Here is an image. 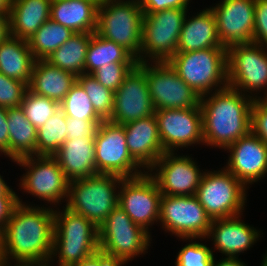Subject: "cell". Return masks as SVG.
I'll use <instances>...</instances> for the list:
<instances>
[{"label":"cell","mask_w":267,"mask_h":266,"mask_svg":"<svg viewBox=\"0 0 267 266\" xmlns=\"http://www.w3.org/2000/svg\"><path fill=\"white\" fill-rule=\"evenodd\" d=\"M225 151L230 154H228L227 165L224 168L247 189L253 183L266 177L267 144L252 130L229 145Z\"/></svg>","instance_id":"ffe728a7"},{"label":"cell","mask_w":267,"mask_h":266,"mask_svg":"<svg viewBox=\"0 0 267 266\" xmlns=\"http://www.w3.org/2000/svg\"><path fill=\"white\" fill-rule=\"evenodd\" d=\"M225 47L221 44L216 19L210 8H205L195 15L186 13L177 52H190L208 48Z\"/></svg>","instance_id":"cb8c5ba5"},{"label":"cell","mask_w":267,"mask_h":266,"mask_svg":"<svg viewBox=\"0 0 267 266\" xmlns=\"http://www.w3.org/2000/svg\"><path fill=\"white\" fill-rule=\"evenodd\" d=\"M50 262H51L50 260L38 262V266H50L52 265ZM59 266H63V265H59Z\"/></svg>","instance_id":"db71d44e"},{"label":"cell","mask_w":267,"mask_h":266,"mask_svg":"<svg viewBox=\"0 0 267 266\" xmlns=\"http://www.w3.org/2000/svg\"><path fill=\"white\" fill-rule=\"evenodd\" d=\"M92 33H74L47 59L51 65L76 77L85 73V60Z\"/></svg>","instance_id":"f546056e"},{"label":"cell","mask_w":267,"mask_h":266,"mask_svg":"<svg viewBox=\"0 0 267 266\" xmlns=\"http://www.w3.org/2000/svg\"><path fill=\"white\" fill-rule=\"evenodd\" d=\"M199 166L189 155L164 152L148 173L157 182L162 195L192 196L196 195L205 172Z\"/></svg>","instance_id":"2e32d148"},{"label":"cell","mask_w":267,"mask_h":266,"mask_svg":"<svg viewBox=\"0 0 267 266\" xmlns=\"http://www.w3.org/2000/svg\"><path fill=\"white\" fill-rule=\"evenodd\" d=\"M14 162L25 169L19 180L20 190L55 208L67 201L69 180L53 156H26Z\"/></svg>","instance_id":"30bf717a"},{"label":"cell","mask_w":267,"mask_h":266,"mask_svg":"<svg viewBox=\"0 0 267 266\" xmlns=\"http://www.w3.org/2000/svg\"><path fill=\"white\" fill-rule=\"evenodd\" d=\"M109 63H138L137 59L123 46L92 33L85 60V74Z\"/></svg>","instance_id":"4dcf8cb0"},{"label":"cell","mask_w":267,"mask_h":266,"mask_svg":"<svg viewBox=\"0 0 267 266\" xmlns=\"http://www.w3.org/2000/svg\"><path fill=\"white\" fill-rule=\"evenodd\" d=\"M251 130L267 144V105L255 99L251 107Z\"/></svg>","instance_id":"60d3db41"},{"label":"cell","mask_w":267,"mask_h":266,"mask_svg":"<svg viewBox=\"0 0 267 266\" xmlns=\"http://www.w3.org/2000/svg\"><path fill=\"white\" fill-rule=\"evenodd\" d=\"M103 120H79L67 117V139L83 137H96L99 126Z\"/></svg>","instance_id":"ab89813d"},{"label":"cell","mask_w":267,"mask_h":266,"mask_svg":"<svg viewBox=\"0 0 267 266\" xmlns=\"http://www.w3.org/2000/svg\"><path fill=\"white\" fill-rule=\"evenodd\" d=\"M162 193L155 179L146 171L132 178H123L119 188L118 206L132 221L150 233L159 223Z\"/></svg>","instance_id":"9a60e30c"},{"label":"cell","mask_w":267,"mask_h":266,"mask_svg":"<svg viewBox=\"0 0 267 266\" xmlns=\"http://www.w3.org/2000/svg\"><path fill=\"white\" fill-rule=\"evenodd\" d=\"M154 113L145 73L136 65L114 92V109L108 120L124 125Z\"/></svg>","instance_id":"d6986e66"},{"label":"cell","mask_w":267,"mask_h":266,"mask_svg":"<svg viewBox=\"0 0 267 266\" xmlns=\"http://www.w3.org/2000/svg\"><path fill=\"white\" fill-rule=\"evenodd\" d=\"M14 266H38V262L35 261H13ZM16 262V263H15ZM0 266H13L10 260L4 259L0 261Z\"/></svg>","instance_id":"f907efd6"},{"label":"cell","mask_w":267,"mask_h":266,"mask_svg":"<svg viewBox=\"0 0 267 266\" xmlns=\"http://www.w3.org/2000/svg\"><path fill=\"white\" fill-rule=\"evenodd\" d=\"M122 177L97 173L90 177L69 181L65 206L84 216L98 228L118 206ZM118 188V189H117Z\"/></svg>","instance_id":"5b68a950"},{"label":"cell","mask_w":267,"mask_h":266,"mask_svg":"<svg viewBox=\"0 0 267 266\" xmlns=\"http://www.w3.org/2000/svg\"><path fill=\"white\" fill-rule=\"evenodd\" d=\"M4 230L3 228H0V261L4 260Z\"/></svg>","instance_id":"f5cc1de1"},{"label":"cell","mask_w":267,"mask_h":266,"mask_svg":"<svg viewBox=\"0 0 267 266\" xmlns=\"http://www.w3.org/2000/svg\"><path fill=\"white\" fill-rule=\"evenodd\" d=\"M67 117L61 109L37 129V155L53 156L66 137Z\"/></svg>","instance_id":"d6a6232c"},{"label":"cell","mask_w":267,"mask_h":266,"mask_svg":"<svg viewBox=\"0 0 267 266\" xmlns=\"http://www.w3.org/2000/svg\"><path fill=\"white\" fill-rule=\"evenodd\" d=\"M10 36V14H0V42Z\"/></svg>","instance_id":"7dc6e473"},{"label":"cell","mask_w":267,"mask_h":266,"mask_svg":"<svg viewBox=\"0 0 267 266\" xmlns=\"http://www.w3.org/2000/svg\"><path fill=\"white\" fill-rule=\"evenodd\" d=\"M52 0H12L10 35L28 40L50 19Z\"/></svg>","instance_id":"4316f807"},{"label":"cell","mask_w":267,"mask_h":266,"mask_svg":"<svg viewBox=\"0 0 267 266\" xmlns=\"http://www.w3.org/2000/svg\"><path fill=\"white\" fill-rule=\"evenodd\" d=\"M28 121L36 128L45 124L59 109L60 103L48 97L37 95L27 89L20 104Z\"/></svg>","instance_id":"e575fe53"},{"label":"cell","mask_w":267,"mask_h":266,"mask_svg":"<svg viewBox=\"0 0 267 266\" xmlns=\"http://www.w3.org/2000/svg\"><path fill=\"white\" fill-rule=\"evenodd\" d=\"M136 65L137 63H109L91 75L104 87L115 92Z\"/></svg>","instance_id":"74e56055"},{"label":"cell","mask_w":267,"mask_h":266,"mask_svg":"<svg viewBox=\"0 0 267 266\" xmlns=\"http://www.w3.org/2000/svg\"><path fill=\"white\" fill-rule=\"evenodd\" d=\"M123 126L130 155L143 170L148 171L165 152L155 115L128 122Z\"/></svg>","instance_id":"7402d4cb"},{"label":"cell","mask_w":267,"mask_h":266,"mask_svg":"<svg viewBox=\"0 0 267 266\" xmlns=\"http://www.w3.org/2000/svg\"><path fill=\"white\" fill-rule=\"evenodd\" d=\"M76 82L77 77L71 72L55 67L46 60H35L28 89L60 103Z\"/></svg>","instance_id":"484cf974"},{"label":"cell","mask_w":267,"mask_h":266,"mask_svg":"<svg viewBox=\"0 0 267 266\" xmlns=\"http://www.w3.org/2000/svg\"><path fill=\"white\" fill-rule=\"evenodd\" d=\"M242 215L213 219L206 237L213 242L214 249L227 258H238L262 237L261 231L241 220Z\"/></svg>","instance_id":"44dd1931"},{"label":"cell","mask_w":267,"mask_h":266,"mask_svg":"<svg viewBox=\"0 0 267 266\" xmlns=\"http://www.w3.org/2000/svg\"><path fill=\"white\" fill-rule=\"evenodd\" d=\"M53 157L69 181L97 174L95 137L66 139Z\"/></svg>","instance_id":"603a6c76"},{"label":"cell","mask_w":267,"mask_h":266,"mask_svg":"<svg viewBox=\"0 0 267 266\" xmlns=\"http://www.w3.org/2000/svg\"><path fill=\"white\" fill-rule=\"evenodd\" d=\"M70 28L49 19L27 41L35 60H46L74 34Z\"/></svg>","instance_id":"1f68e13d"},{"label":"cell","mask_w":267,"mask_h":266,"mask_svg":"<svg viewBox=\"0 0 267 266\" xmlns=\"http://www.w3.org/2000/svg\"><path fill=\"white\" fill-rule=\"evenodd\" d=\"M60 109L66 117L79 120H103L93 109L91 100L78 82L60 102Z\"/></svg>","instance_id":"d590c367"},{"label":"cell","mask_w":267,"mask_h":266,"mask_svg":"<svg viewBox=\"0 0 267 266\" xmlns=\"http://www.w3.org/2000/svg\"><path fill=\"white\" fill-rule=\"evenodd\" d=\"M28 89L25 82L9 78L0 73V106L19 107Z\"/></svg>","instance_id":"f35d334b"},{"label":"cell","mask_w":267,"mask_h":266,"mask_svg":"<svg viewBox=\"0 0 267 266\" xmlns=\"http://www.w3.org/2000/svg\"><path fill=\"white\" fill-rule=\"evenodd\" d=\"M77 82L87 93L95 112L103 120H108L114 109V92L100 84L91 74L77 76Z\"/></svg>","instance_id":"836d02e7"},{"label":"cell","mask_w":267,"mask_h":266,"mask_svg":"<svg viewBox=\"0 0 267 266\" xmlns=\"http://www.w3.org/2000/svg\"><path fill=\"white\" fill-rule=\"evenodd\" d=\"M18 205L4 227V259L42 262L51 259L55 219L54 208L23 202ZM48 206V207H47Z\"/></svg>","instance_id":"6da1fadb"},{"label":"cell","mask_w":267,"mask_h":266,"mask_svg":"<svg viewBox=\"0 0 267 266\" xmlns=\"http://www.w3.org/2000/svg\"><path fill=\"white\" fill-rule=\"evenodd\" d=\"M142 12L151 14L165 9L189 8L190 0H139Z\"/></svg>","instance_id":"ee69618b"},{"label":"cell","mask_w":267,"mask_h":266,"mask_svg":"<svg viewBox=\"0 0 267 266\" xmlns=\"http://www.w3.org/2000/svg\"><path fill=\"white\" fill-rule=\"evenodd\" d=\"M7 124L10 160L37 155V129L28 121L21 106L7 108Z\"/></svg>","instance_id":"f1b7e54d"},{"label":"cell","mask_w":267,"mask_h":266,"mask_svg":"<svg viewBox=\"0 0 267 266\" xmlns=\"http://www.w3.org/2000/svg\"><path fill=\"white\" fill-rule=\"evenodd\" d=\"M196 196L211 219L243 214L247 203V188L224 167L207 171L201 179Z\"/></svg>","instance_id":"ba28073f"},{"label":"cell","mask_w":267,"mask_h":266,"mask_svg":"<svg viewBox=\"0 0 267 266\" xmlns=\"http://www.w3.org/2000/svg\"><path fill=\"white\" fill-rule=\"evenodd\" d=\"M18 204V197H0V228L4 229Z\"/></svg>","instance_id":"bcb514c9"},{"label":"cell","mask_w":267,"mask_h":266,"mask_svg":"<svg viewBox=\"0 0 267 266\" xmlns=\"http://www.w3.org/2000/svg\"><path fill=\"white\" fill-rule=\"evenodd\" d=\"M9 158V131L7 124V108L0 106V155Z\"/></svg>","instance_id":"f6af8a7d"},{"label":"cell","mask_w":267,"mask_h":266,"mask_svg":"<svg viewBox=\"0 0 267 266\" xmlns=\"http://www.w3.org/2000/svg\"><path fill=\"white\" fill-rule=\"evenodd\" d=\"M137 66L145 73L155 110L200 107L201 97L168 62H138Z\"/></svg>","instance_id":"7c38bea8"},{"label":"cell","mask_w":267,"mask_h":266,"mask_svg":"<svg viewBox=\"0 0 267 266\" xmlns=\"http://www.w3.org/2000/svg\"><path fill=\"white\" fill-rule=\"evenodd\" d=\"M261 100L267 105V94L263 96Z\"/></svg>","instance_id":"9f6ffc18"},{"label":"cell","mask_w":267,"mask_h":266,"mask_svg":"<svg viewBox=\"0 0 267 266\" xmlns=\"http://www.w3.org/2000/svg\"><path fill=\"white\" fill-rule=\"evenodd\" d=\"M256 0H221L209 8L213 12L221 44L252 43Z\"/></svg>","instance_id":"ac0fdd59"},{"label":"cell","mask_w":267,"mask_h":266,"mask_svg":"<svg viewBox=\"0 0 267 266\" xmlns=\"http://www.w3.org/2000/svg\"><path fill=\"white\" fill-rule=\"evenodd\" d=\"M143 16L139 0H101L96 33L123 46L140 62Z\"/></svg>","instance_id":"8992f818"},{"label":"cell","mask_w":267,"mask_h":266,"mask_svg":"<svg viewBox=\"0 0 267 266\" xmlns=\"http://www.w3.org/2000/svg\"><path fill=\"white\" fill-rule=\"evenodd\" d=\"M214 258L211 266H247L240 258H227L222 256L221 260Z\"/></svg>","instance_id":"c3c4849f"},{"label":"cell","mask_w":267,"mask_h":266,"mask_svg":"<svg viewBox=\"0 0 267 266\" xmlns=\"http://www.w3.org/2000/svg\"><path fill=\"white\" fill-rule=\"evenodd\" d=\"M97 173L132 178L144 174L141 166L130 155L123 125L103 120L95 137Z\"/></svg>","instance_id":"5bb4252c"},{"label":"cell","mask_w":267,"mask_h":266,"mask_svg":"<svg viewBox=\"0 0 267 266\" xmlns=\"http://www.w3.org/2000/svg\"><path fill=\"white\" fill-rule=\"evenodd\" d=\"M176 256L175 266H211L214 260V249L209 248L205 243H200L197 238H182V241H188ZM213 249V250H212Z\"/></svg>","instance_id":"8d00e7d4"},{"label":"cell","mask_w":267,"mask_h":266,"mask_svg":"<svg viewBox=\"0 0 267 266\" xmlns=\"http://www.w3.org/2000/svg\"><path fill=\"white\" fill-rule=\"evenodd\" d=\"M167 62L200 97L228 86L227 47L176 52Z\"/></svg>","instance_id":"277c9868"},{"label":"cell","mask_w":267,"mask_h":266,"mask_svg":"<svg viewBox=\"0 0 267 266\" xmlns=\"http://www.w3.org/2000/svg\"><path fill=\"white\" fill-rule=\"evenodd\" d=\"M227 62L228 86L254 100L267 94V47L253 42L233 44L227 48Z\"/></svg>","instance_id":"9c48e42d"},{"label":"cell","mask_w":267,"mask_h":266,"mask_svg":"<svg viewBox=\"0 0 267 266\" xmlns=\"http://www.w3.org/2000/svg\"><path fill=\"white\" fill-rule=\"evenodd\" d=\"M100 0H52L50 19L75 33H94Z\"/></svg>","instance_id":"d4e9b609"},{"label":"cell","mask_w":267,"mask_h":266,"mask_svg":"<svg viewBox=\"0 0 267 266\" xmlns=\"http://www.w3.org/2000/svg\"><path fill=\"white\" fill-rule=\"evenodd\" d=\"M12 0H0V14H10Z\"/></svg>","instance_id":"816d5d0a"},{"label":"cell","mask_w":267,"mask_h":266,"mask_svg":"<svg viewBox=\"0 0 267 266\" xmlns=\"http://www.w3.org/2000/svg\"><path fill=\"white\" fill-rule=\"evenodd\" d=\"M188 8L144 14L140 62H167L176 52Z\"/></svg>","instance_id":"52a82bcc"},{"label":"cell","mask_w":267,"mask_h":266,"mask_svg":"<svg viewBox=\"0 0 267 266\" xmlns=\"http://www.w3.org/2000/svg\"><path fill=\"white\" fill-rule=\"evenodd\" d=\"M261 266H267V252L263 255V260L261 262Z\"/></svg>","instance_id":"11a10c76"},{"label":"cell","mask_w":267,"mask_h":266,"mask_svg":"<svg viewBox=\"0 0 267 266\" xmlns=\"http://www.w3.org/2000/svg\"><path fill=\"white\" fill-rule=\"evenodd\" d=\"M158 134L165 152L204 145L200 107L155 110Z\"/></svg>","instance_id":"e0dca14e"},{"label":"cell","mask_w":267,"mask_h":266,"mask_svg":"<svg viewBox=\"0 0 267 266\" xmlns=\"http://www.w3.org/2000/svg\"><path fill=\"white\" fill-rule=\"evenodd\" d=\"M253 43L267 47V0H256Z\"/></svg>","instance_id":"b9f144b4"},{"label":"cell","mask_w":267,"mask_h":266,"mask_svg":"<svg viewBox=\"0 0 267 266\" xmlns=\"http://www.w3.org/2000/svg\"><path fill=\"white\" fill-rule=\"evenodd\" d=\"M212 219L200 204L196 195H162L159 224L175 237L206 239Z\"/></svg>","instance_id":"4fadbf2b"},{"label":"cell","mask_w":267,"mask_h":266,"mask_svg":"<svg viewBox=\"0 0 267 266\" xmlns=\"http://www.w3.org/2000/svg\"><path fill=\"white\" fill-rule=\"evenodd\" d=\"M0 197H18L16 192L7 185V182L0 174Z\"/></svg>","instance_id":"681fc988"},{"label":"cell","mask_w":267,"mask_h":266,"mask_svg":"<svg viewBox=\"0 0 267 266\" xmlns=\"http://www.w3.org/2000/svg\"><path fill=\"white\" fill-rule=\"evenodd\" d=\"M151 241V233L135 224L119 206L99 226V248L125 264L148 253Z\"/></svg>","instance_id":"8fae6325"},{"label":"cell","mask_w":267,"mask_h":266,"mask_svg":"<svg viewBox=\"0 0 267 266\" xmlns=\"http://www.w3.org/2000/svg\"><path fill=\"white\" fill-rule=\"evenodd\" d=\"M126 265L119 257L97 249L85 259L71 264L70 266H124Z\"/></svg>","instance_id":"7bdbcfd3"},{"label":"cell","mask_w":267,"mask_h":266,"mask_svg":"<svg viewBox=\"0 0 267 266\" xmlns=\"http://www.w3.org/2000/svg\"><path fill=\"white\" fill-rule=\"evenodd\" d=\"M54 209L55 231L50 261L70 266L99 249V228L66 206ZM61 210V211H60Z\"/></svg>","instance_id":"3957f363"},{"label":"cell","mask_w":267,"mask_h":266,"mask_svg":"<svg viewBox=\"0 0 267 266\" xmlns=\"http://www.w3.org/2000/svg\"><path fill=\"white\" fill-rule=\"evenodd\" d=\"M35 59L27 40L9 36L0 42V73L29 85Z\"/></svg>","instance_id":"83f0119b"},{"label":"cell","mask_w":267,"mask_h":266,"mask_svg":"<svg viewBox=\"0 0 267 266\" xmlns=\"http://www.w3.org/2000/svg\"><path fill=\"white\" fill-rule=\"evenodd\" d=\"M253 101L230 86L201 96L204 145L225 150L248 134Z\"/></svg>","instance_id":"7a4b0ae2"}]
</instances>
